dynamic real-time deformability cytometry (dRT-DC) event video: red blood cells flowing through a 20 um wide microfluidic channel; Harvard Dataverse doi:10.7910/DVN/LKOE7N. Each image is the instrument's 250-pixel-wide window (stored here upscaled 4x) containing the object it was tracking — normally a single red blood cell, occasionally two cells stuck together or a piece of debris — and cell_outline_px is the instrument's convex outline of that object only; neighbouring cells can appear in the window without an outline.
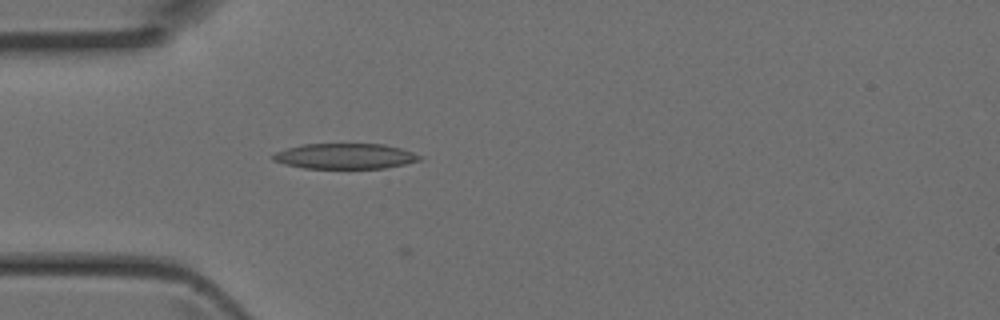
{"species": "Egyptian fruit bat (a non-hibernating species)", "species_latin": "Rousettus aegyptiacus", "temperature_condition": "room temperature", "stored_images_in_passage": 16, "camera_frame_rate_fps": 3000, "um_per_image_px": 0.085, "animal": {"sex": "female"}, "frame": {"image": 1, "passage_image": 2, "time_ms": 0.333, "image_size_px": [1000, 320], "cell_outline_px": [[424, 156], [420, 160], [404, 164], [384, 168], [304, 168], [284, 164], [272, 160], [272, 156], [276, 152], [300, 144], [384, 144], [400, 148]], "centroid_in_image_um": [29.33, 13.27], "position_along_channel_um": 55.7, "area_um2": 21.68}}
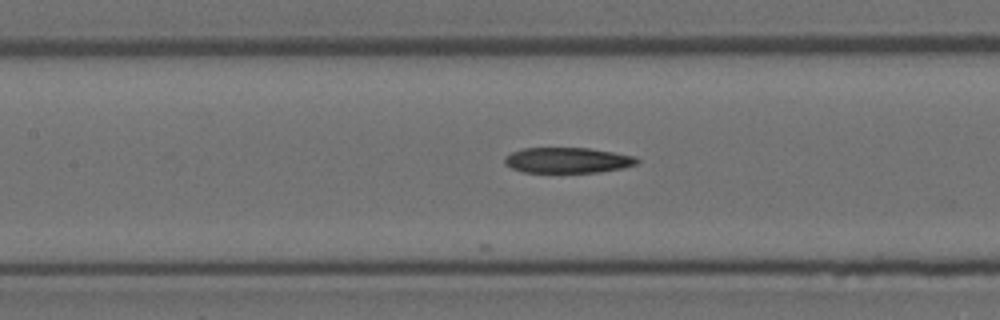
{"frame": {"image": 2, "passage_image": 9, "time_ms": 2.667, "image_size_px": [1000, 320], "cell_outline_px": [[640, 160], [636, 164], [624, 168], [600, 172], [524, 172], [512, 168], [504, 164], [504, 156], [520, 148], [588, 148], [636, 156]], "centroid_in_image_um": [48.23, 13.62], "position_along_channel_um": 159.2, "area_um2": 19.77}}
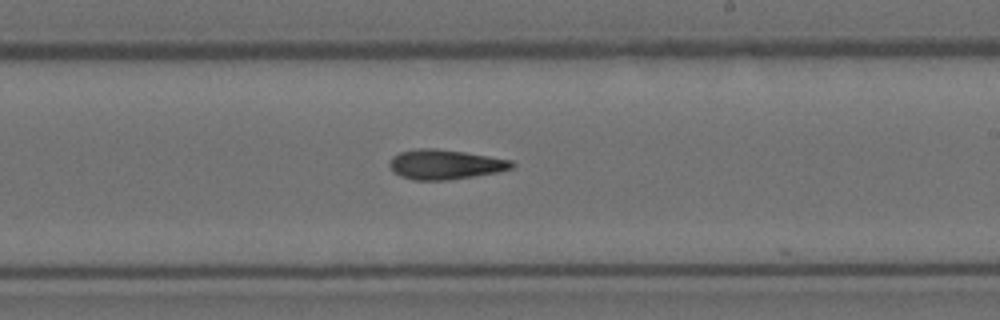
{"frame": {"image": 3, "passage_image": 15, "time_ms": 4.667, "image_size_px": [1000, 320], "cell_outline_px": [[516, 164], [512, 168], [496, 172], [448, 180], [412, 180], [400, 176], [392, 172], [388, 164], [388, 160], [392, 156], [400, 152], [416, 148], [436, 148], [464, 152], [512, 160]], "centroid_in_image_um": [37.77, 13.97], "position_along_channel_um": 251.2, "area_um2": 21.33}}